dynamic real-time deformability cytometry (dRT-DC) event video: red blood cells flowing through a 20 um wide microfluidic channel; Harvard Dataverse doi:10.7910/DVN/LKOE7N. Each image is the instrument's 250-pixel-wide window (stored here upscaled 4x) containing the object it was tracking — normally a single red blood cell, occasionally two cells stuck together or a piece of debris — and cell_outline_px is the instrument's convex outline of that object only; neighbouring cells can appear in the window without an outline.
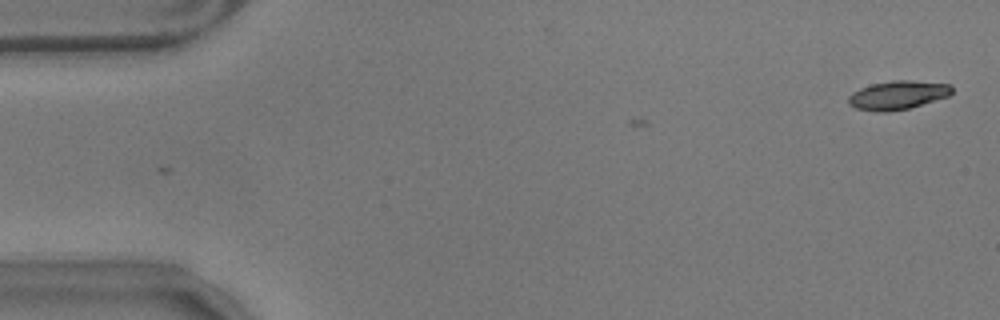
{"species": "common noctule bat (a hibernating species)", "species_latin": "Nyctalus noctula", "temperature_condition": "warm", "stored_images_in_passage": 2, "camera_frame_rate_fps": 3000, "um_per_image_px": 0.085, "animal": {"sex": "male", "body_mass_g": 17.9}, "frame": {"image": 1, "passage_image": 2, "time_ms": 0.333, "image_size_px": [1000, 320], "cell_outline_px": [[952, 92], [948, 96], [908, 108], [888, 112], [876, 112], [856, 108], [848, 104], [848, 96], [852, 92], [860, 88], [872, 84], [892, 80], [912, 80], [948, 84], [952, 88]], "centroid_in_image_um": [76.26, 8.08], "position_along_channel_um": 8.7, "area_um2": 17.22}}